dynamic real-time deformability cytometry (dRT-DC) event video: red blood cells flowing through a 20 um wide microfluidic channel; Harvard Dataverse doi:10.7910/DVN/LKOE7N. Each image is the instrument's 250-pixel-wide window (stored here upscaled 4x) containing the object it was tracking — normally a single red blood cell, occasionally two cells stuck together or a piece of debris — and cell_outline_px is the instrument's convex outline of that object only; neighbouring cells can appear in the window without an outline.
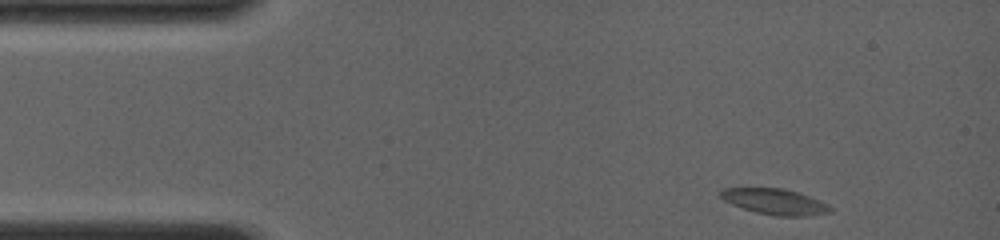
{"species": "common noctule bat (a hibernating species)", "species_latin": "Nyctalus noctula", "temperature_condition": "room temperature", "stored_images_in_passage": 43, "camera_frame_rate_fps": 4000, "um_per_image_px": 0.085, "animal": {"sex": "female", "body_mass_g": 19.0, "forearm_length_mm": 56.7}, "frame": {"image": 1, "passage_image": 1, "time_ms": 0.0, "image_size_px": [1000, 240], "cell_outline_px": [[832, 212], [808, 216], [776, 216], [756, 212], [732, 204], [724, 200], [720, 196], [720, 192], [724, 188], [784, 188], [820, 200], [828, 204], [832, 208]], "centroid_in_image_um": [65.9, 17.14], "position_along_channel_um": 19.1, "area_um2": 16.36}}
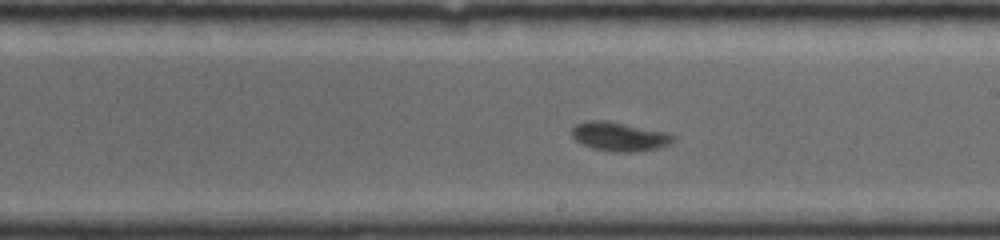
{"frame": {"image": 2, "passage_image": 25, "time_ms": 7.25, "image_size_px": [1000, 240], "cell_outline_px": [[676, 140], [660, 148], [632, 152], [616, 152], [592, 148], [580, 144], [568, 132], [576, 124], [592, 120], [604, 120], [668, 132], [676, 136]], "centroid_in_image_um": [52.65, 11.61], "position_along_channel_um": 236.4, "area_um2": 17.28}}
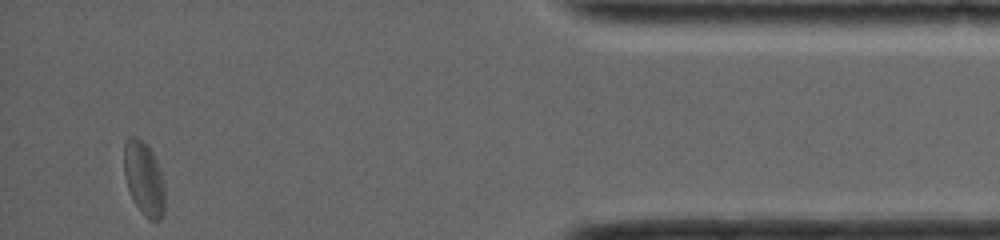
{"frame": {"image": 3, "passage_image": 43, "time_ms": 13.0, "image_size_px": [1000, 240], "cell_outline_px": [[164, 212], [160, 220], [148, 220], [136, 204], [128, 188], [124, 176], [124, 144], [128, 136], [136, 136], [152, 152], [156, 160], [164, 184]], "centroid_in_image_um": [12.23, 15.18], "position_along_channel_um": 423.0, "area_um2": 17.28}, "authors_computed_cell_mechanics": {"area_um2": 16.5308, "velocity_mm_per_s": 4.0338, "shape_relaxation_time_tau1_ms": 3.5701, "shape_relaxation_time_tau2_ms": null, "deformation_change_tau1": 0.1189, "deformation_change_tau2": null}}